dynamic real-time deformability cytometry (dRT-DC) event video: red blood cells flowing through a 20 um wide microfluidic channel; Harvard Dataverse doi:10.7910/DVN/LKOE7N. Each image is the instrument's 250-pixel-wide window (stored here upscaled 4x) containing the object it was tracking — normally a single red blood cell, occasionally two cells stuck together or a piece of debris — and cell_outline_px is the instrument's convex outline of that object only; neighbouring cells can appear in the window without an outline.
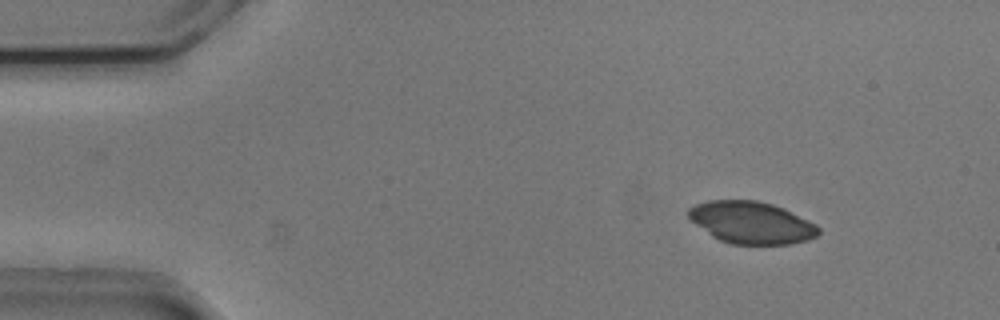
{"species": "common noctule bat (a hibernating species)", "species_latin": "Nyctalus noctula", "temperature_condition": "cold", "stored_images_in_passage": 52, "camera_frame_rate_fps": 3000, "um_per_image_px": 0.085, "animal": {"sex": "male", "body_mass_g": 20.5, "forearm_length_mm": 52.5}, "frame": {"image": 1, "passage_image": 6, "time_ms": 1.667, "image_size_px": [1000, 320], "cell_outline_px": [[820, 232], [816, 236], [808, 240], [788, 244], [732, 244], [720, 240], [712, 236], [696, 224], [688, 216], [688, 208], [696, 204], [708, 200], [756, 200], [772, 204], [784, 208], [816, 224], [820, 228]], "centroid_in_image_um": [63.88, 18.91], "position_along_channel_um": 21.1, "area_um2": 31.79}}